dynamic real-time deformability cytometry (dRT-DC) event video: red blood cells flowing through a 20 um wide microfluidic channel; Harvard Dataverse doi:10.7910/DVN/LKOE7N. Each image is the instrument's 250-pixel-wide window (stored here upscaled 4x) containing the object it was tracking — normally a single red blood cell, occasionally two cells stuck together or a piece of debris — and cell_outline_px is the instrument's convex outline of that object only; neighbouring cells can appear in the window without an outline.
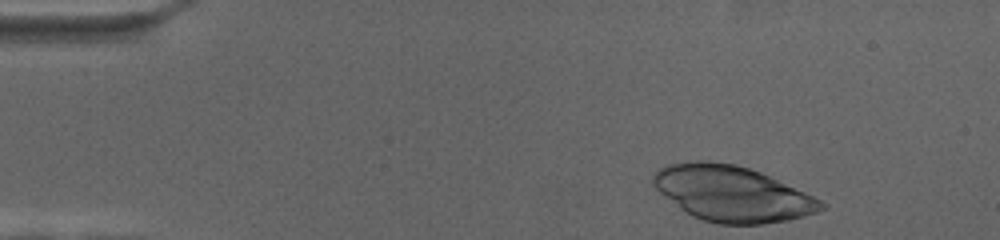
{"species": "human", "species_latin": "Homo sapiens", "temperature_condition": "cold", "stored_images_in_passage": 49, "camera_frame_rate_fps": 3000, "um_per_image_px": 0.085, "donor": {"sex": "female"}, "frame": {"image": 1, "passage_image": 1, "time_ms": 0.0, "image_size_px": [1000, 240], "cell_outline_px": [[828, 208], [804, 216], [788, 220], [764, 224], [716, 224], [692, 216], [680, 208], [664, 196], [652, 184], [652, 176], [660, 168], [668, 164], [692, 160], [708, 160], [736, 164], [760, 172], [804, 192], [828, 204]], "centroid_in_image_um": [62.22, 16.46], "position_along_channel_um": 22.8, "area_um2": 54.27}}